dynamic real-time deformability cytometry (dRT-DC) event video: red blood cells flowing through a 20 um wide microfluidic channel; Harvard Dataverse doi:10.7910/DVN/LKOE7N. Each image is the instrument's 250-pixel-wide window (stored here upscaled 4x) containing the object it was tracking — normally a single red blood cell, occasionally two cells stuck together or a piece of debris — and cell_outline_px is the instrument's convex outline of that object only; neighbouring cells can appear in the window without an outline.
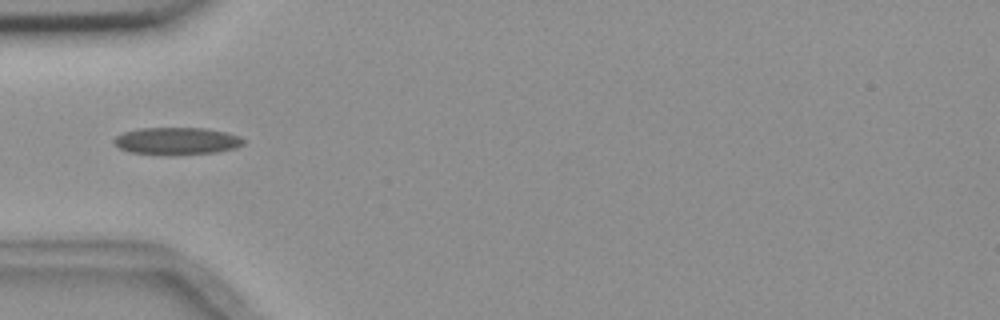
{"species": "common noctule bat (a hibernating species)", "species_latin": "Nyctalus noctula", "temperature_condition": "room temperature", "stored_images_in_passage": 8, "camera_frame_rate_fps": 3000, "um_per_image_px": 0.085, "animal": {"sex": "female", "body_mass_g": 18.4}, "frame": {"image": 1, "passage_image": 6, "time_ms": 5.667, "image_size_px": [1000, 320], "cell_outline_px": [[244, 144], [236, 148], [216, 152], [176, 156], [164, 156], [128, 152], [120, 148], [112, 140], [116, 136], [124, 132], [140, 128], [204, 128], [224, 132], [240, 136], [244, 140]], "centroid_in_image_um": [15.01, 12.01], "position_along_channel_um": 70.0, "area_um2": 20.98}}
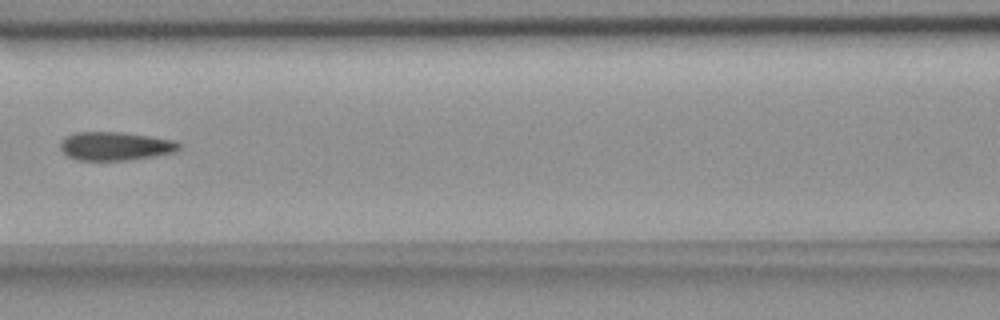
{"frame": {"image": 2, "passage_image": 8, "time_ms": 8.0, "image_size_px": [1000, 320], "cell_outline_px": [[180, 148], [176, 152], [156, 156], [128, 160], [76, 160], [68, 156], [60, 148], [60, 144], [68, 136], [76, 132], [124, 132], [176, 140], [180, 144]], "centroid_in_image_um": [9.86, 12.42], "position_along_channel_um": 156.7, "area_um2": 19.77}}